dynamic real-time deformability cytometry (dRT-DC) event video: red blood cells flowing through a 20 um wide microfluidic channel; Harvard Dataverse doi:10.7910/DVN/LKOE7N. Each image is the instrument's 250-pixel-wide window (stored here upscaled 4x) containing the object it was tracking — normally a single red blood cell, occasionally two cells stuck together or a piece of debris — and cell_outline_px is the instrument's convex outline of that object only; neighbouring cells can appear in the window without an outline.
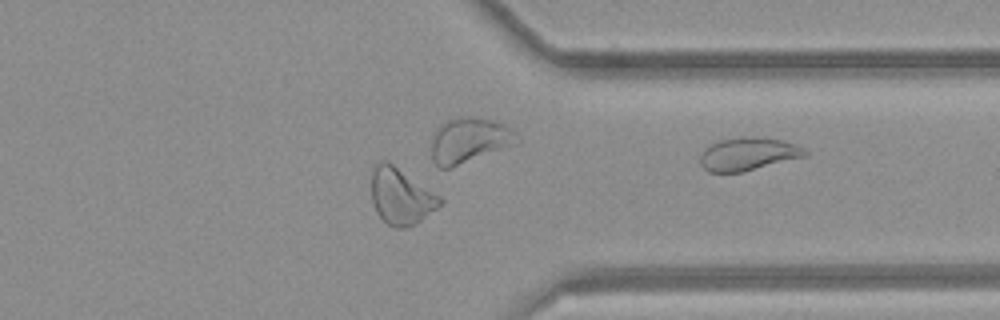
{"species": "common noctule bat (a hibernating species)", "species_latin": "Nyctalus noctula", "temperature_condition": "room temperature", "stored_images_in_passage": 30, "camera_frame_rate_fps": 3000, "um_per_image_px": 0.085, "animal": {"sex": "female", "body_mass_g": 21.9}, "frame": {"image": 1, "passage_image": 22, "time_ms": 7.0, "image_size_px": [1000, 320], "cell_outline_px": [[444, 204], [408, 228], [396, 228], [388, 224], [376, 212], [372, 200], [372, 168], [376, 160], [388, 160], [440, 196], [444, 200]], "centroid_in_image_um": [34.08, 16.66], "position_along_channel_um": 377.3, "area_um2": 22.66}, "authors_computed_cell_mechanics": {"area_um2": 21.2415, "velocity_mm_per_s": 4.2705, "shape_relaxation_time_tau1_ms": null, "shape_relaxation_time_tau2_ms": 3.7257, "deformation_change_tau1": null, "deformation_change_tau2": 0.1391}}